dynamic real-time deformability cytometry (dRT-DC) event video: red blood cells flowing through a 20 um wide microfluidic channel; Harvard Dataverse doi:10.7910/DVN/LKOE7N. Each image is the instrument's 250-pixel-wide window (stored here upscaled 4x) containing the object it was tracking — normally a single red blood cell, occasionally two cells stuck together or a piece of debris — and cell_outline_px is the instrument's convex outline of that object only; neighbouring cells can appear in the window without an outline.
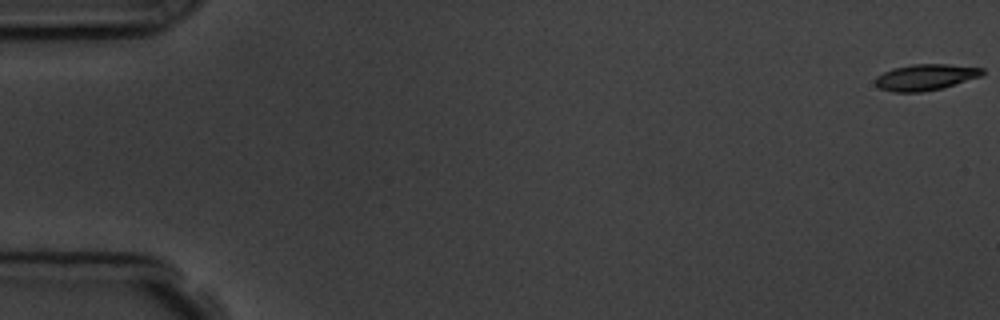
{"species": "common noctule bat (a hibernating species)", "species_latin": "Nyctalus noctula", "temperature_condition": "room temperature", "stored_images_in_passage": 5, "camera_frame_rate_fps": 3000, "um_per_image_px": 0.085, "animal": {"sex": "male", "body_mass_g": 19.5, "forearm_length_mm": 54.6}, "frame": {"image": 1, "passage_image": 1, "time_ms": 0.0, "image_size_px": [1000, 320], "cell_outline_px": [[984, 72], [980, 76], [940, 88], [920, 92], [892, 92], [880, 88], [876, 84], [876, 76], [892, 68], [912, 64], [948, 64], [984, 68]], "centroid_in_image_um": [78.64, 6.55], "position_along_channel_um": 6.4, "area_um2": 16.07}}
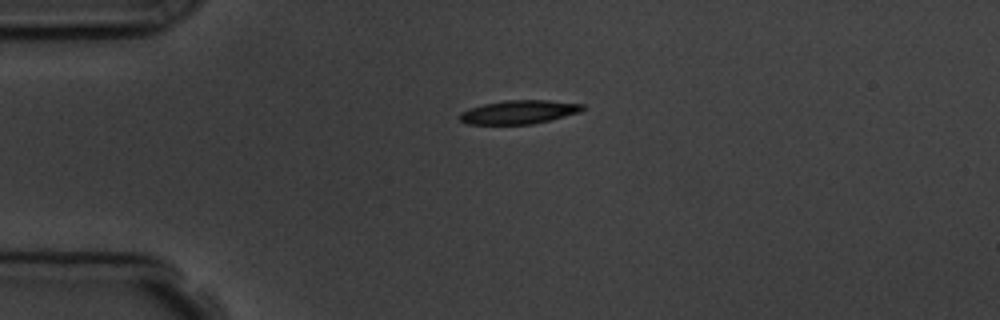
{"frame": {"image": 2, "passage_image": 4, "time_ms": 4.333, "image_size_px": [1000, 320], "cell_outline_px": [[584, 108], [580, 112], [532, 124], [468, 124], [460, 120], [460, 112], [468, 108], [484, 104], [504, 100], [548, 100], [584, 104]], "centroid_in_image_um": [44.09, 9.51], "position_along_channel_um": 40.9, "area_um2": 16.82}}